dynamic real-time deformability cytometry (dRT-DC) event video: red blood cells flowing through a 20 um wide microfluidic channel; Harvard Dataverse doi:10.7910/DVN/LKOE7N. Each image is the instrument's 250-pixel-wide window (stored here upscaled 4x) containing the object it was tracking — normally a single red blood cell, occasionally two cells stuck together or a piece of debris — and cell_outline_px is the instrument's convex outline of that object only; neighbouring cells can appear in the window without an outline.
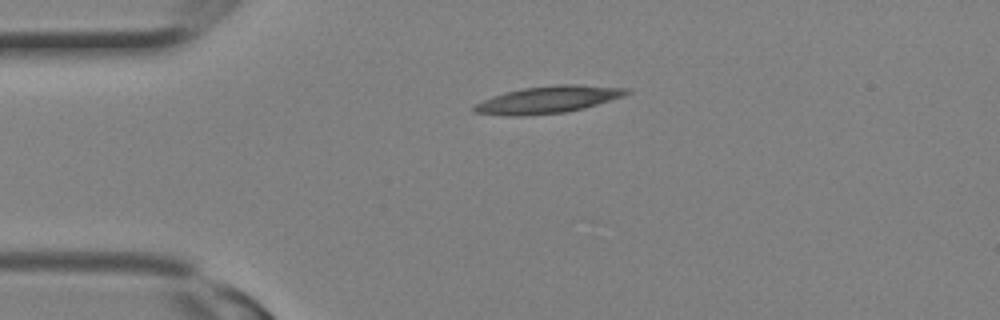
{"species": "Egyptian fruit bat (a non-hibernating species)", "species_latin": "Rousettus aegyptiacus", "temperature_condition": "room temperature", "stored_images_in_passage": 2, "camera_frame_rate_fps": 3000, "um_per_image_px": 0.085, "animal": {"sex": "female"}, "frame": {"image": 1, "passage_image": 2, "time_ms": 0.333, "image_size_px": [1000, 320], "cell_outline_px": [[632, 92], [624, 96], [584, 108], [564, 112], [524, 116], [508, 116], [476, 112], [472, 108], [476, 104], [492, 96], [504, 92], [524, 88], [556, 84], [580, 84], [628, 88]], "centroid_in_image_um": [46.62, 8.46], "position_along_channel_um": 38.4, "area_um2": 24.04}}